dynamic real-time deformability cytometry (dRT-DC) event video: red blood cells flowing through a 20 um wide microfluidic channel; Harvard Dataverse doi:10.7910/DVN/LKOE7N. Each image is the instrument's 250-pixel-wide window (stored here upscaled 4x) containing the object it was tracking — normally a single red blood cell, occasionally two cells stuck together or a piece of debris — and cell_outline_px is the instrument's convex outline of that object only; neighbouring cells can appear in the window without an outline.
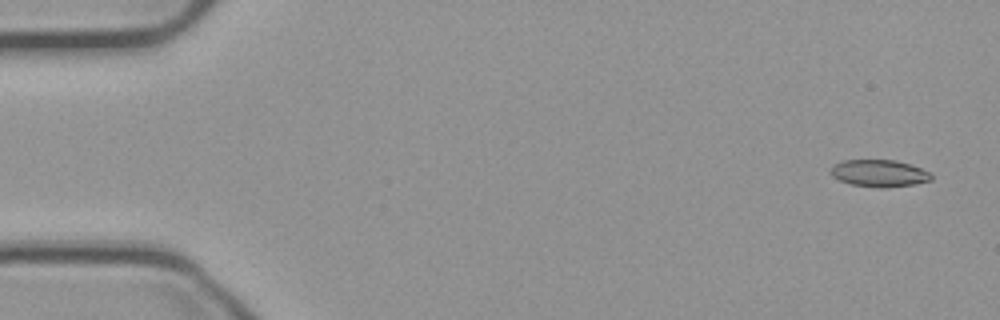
{"species": "common noctule bat (a hibernating species)", "species_latin": "Nyctalus noctula", "temperature_condition": "cold", "stored_images_in_passage": 56, "camera_frame_rate_fps": 3000, "um_per_image_px": 0.085, "animal": {"sex": "male", "body_mass_g": 23.1, "forearm_length_mm": 52.7}, "frame": {"image": 1, "passage_image": 3, "time_ms": 0.667, "image_size_px": [1000, 320], "cell_outline_px": [[932, 180], [912, 184], [880, 188], [852, 184], [840, 180], [832, 176], [828, 172], [832, 164], [844, 160], [896, 160], [920, 168], [928, 172], [932, 176]], "centroid_in_image_um": [74.67, 14.72], "position_along_channel_um": 10.3, "area_um2": 15.72}}
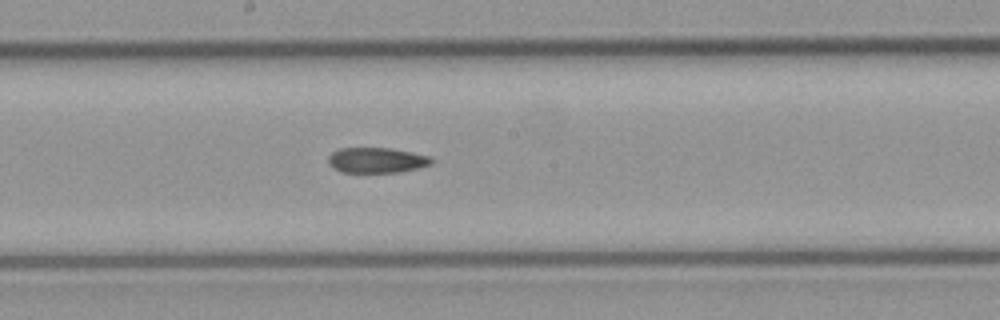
{"frame": {"image": 2, "passage_image": 30, "time_ms": 9.667, "image_size_px": [1000, 320], "cell_outline_px": [[432, 164], [400, 172], [340, 172], [332, 168], [328, 164], [328, 156], [332, 152], [340, 148], [388, 148], [412, 152], [432, 156]], "centroid_in_image_um": [31.99, 13.62], "position_along_channel_um": 216.2, "area_um2": 15.32}}
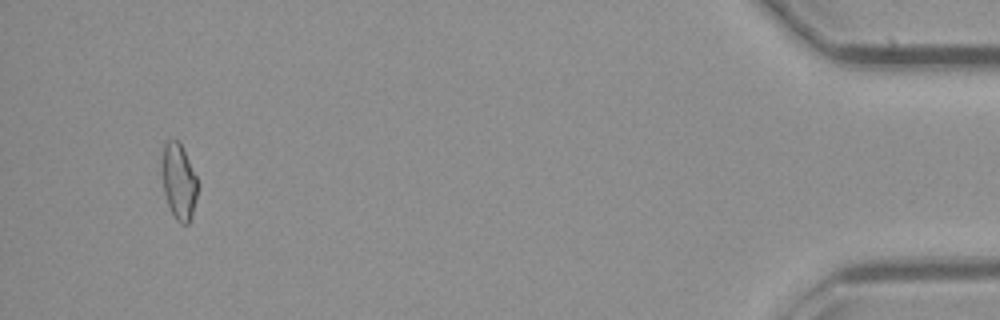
{"frame": {"image": 3, "passage_image": 53, "time_ms": 17.333, "image_size_px": [1000, 320], "cell_outline_px": [[196, 196], [192, 216], [188, 224], [180, 224], [176, 220], [168, 204], [164, 192], [164, 144], [168, 140], [180, 140], [196, 176]], "centroid_in_image_um": [15.23, 15.44], "position_along_channel_um": 420.0, "area_um2": 15.14}, "authors_computed_cell_mechanics": {"area_um2": 16.184, "velocity_mm_per_s": 3.7202, "shape_relaxation_time_tau1_ms": null, "shape_relaxation_time_tau2_ms": 9.2795, "deformation_change_tau1": null, "deformation_change_tau2": 0.1778}}